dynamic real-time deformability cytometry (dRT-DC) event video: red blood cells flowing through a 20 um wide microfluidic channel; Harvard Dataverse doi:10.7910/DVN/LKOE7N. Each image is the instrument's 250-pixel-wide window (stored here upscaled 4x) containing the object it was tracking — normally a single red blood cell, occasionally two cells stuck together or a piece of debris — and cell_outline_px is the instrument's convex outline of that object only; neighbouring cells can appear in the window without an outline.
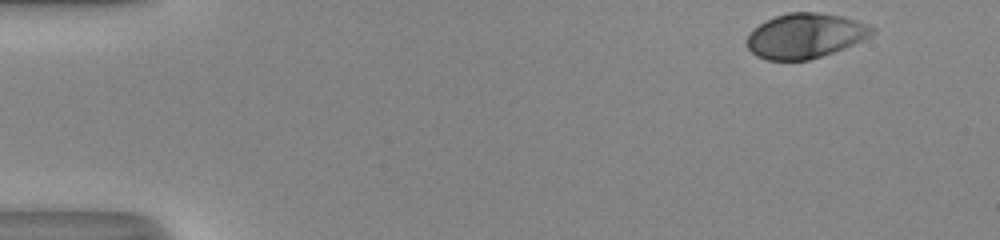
{"species": "human", "species_latin": "Homo sapiens", "temperature_condition": "room temperature", "stored_images_in_passage": 41, "camera_frame_rate_fps": 3000, "um_per_image_px": 0.085, "donor": {"sex": "male"}, "frame": {"image": 1, "passage_image": 1, "time_ms": 0.0, "image_size_px": [1000, 240], "cell_outline_px": [[876, 28], [868, 36], [844, 48], [808, 60], [768, 60], [756, 56], [748, 48], [748, 32], [752, 28], [776, 16], [788, 12], [820, 12], [840, 16], [868, 24]], "centroid_in_image_um": [68.4, 3.03], "position_along_channel_um": 16.6, "area_um2": 32.31}}
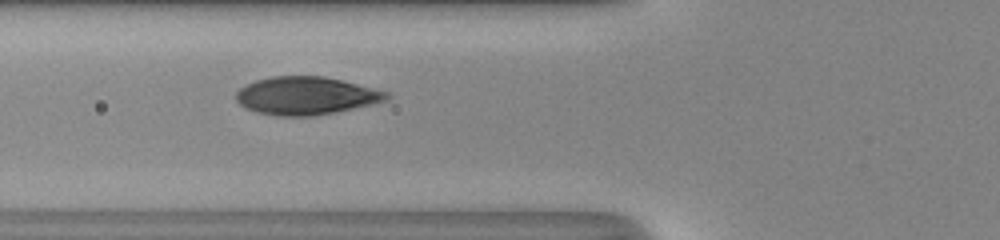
{"frame": {"image": 2, "passage_image": 17, "time_ms": 5.333, "image_size_px": [1000, 240], "cell_outline_px": [[392, 96], [388, 100], [372, 104], [312, 116], [276, 116], [256, 112], [244, 108], [236, 100], [236, 92], [244, 84], [256, 80], [272, 76], [324, 76], [388, 92]], "centroid_in_image_um": [25.97, 8.14], "position_along_channel_um": 99.8, "area_um2": 33.18}}
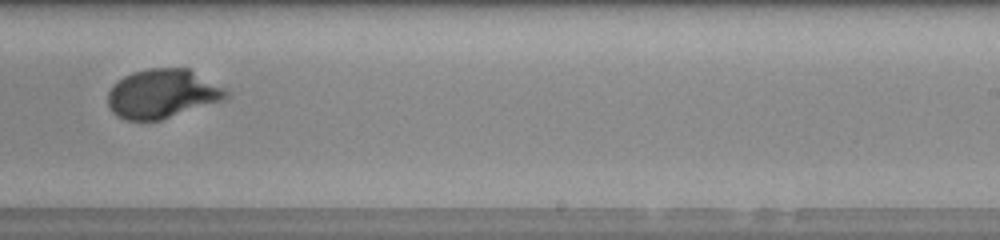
{"frame": {"image": 3, "passage_image": 30, "time_ms": 9.667, "image_size_px": [1000, 240], "cell_outline_px": [[228, 96], [224, 100], [160, 120], [128, 120], [116, 116], [112, 112], [108, 104], [108, 92], [112, 84], [124, 76], [132, 72], [148, 68], [188, 68], [228, 88]], "centroid_in_image_um": [13.81, 7.95], "position_along_channel_um": 275.2, "area_um2": 34.04}, "authors_computed_cell_mechanics": {"area_um2": 33.235, "velocity_mm_per_s": 4.0571, "shape_relaxation_time_tau1_ms": 3.1161, "shape_relaxation_time_tau2_ms": null, "deformation_change_tau1": 0.1767, "deformation_change_tau2": null}}